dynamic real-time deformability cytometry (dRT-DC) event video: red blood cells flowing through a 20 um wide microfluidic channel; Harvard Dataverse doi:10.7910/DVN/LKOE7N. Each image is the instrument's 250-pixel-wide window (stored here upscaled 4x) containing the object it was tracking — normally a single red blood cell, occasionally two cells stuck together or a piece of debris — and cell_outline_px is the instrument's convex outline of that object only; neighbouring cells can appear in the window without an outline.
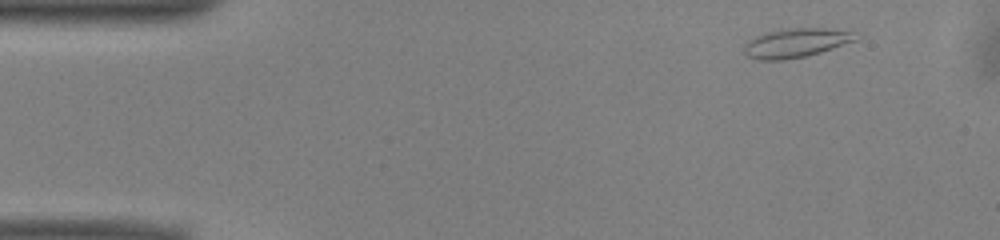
{"species": "common noctule bat (a hibernating species)", "species_latin": "Nyctalus noctula", "temperature_condition": "warm", "stored_images_in_passage": 39, "camera_frame_rate_fps": 3000, "um_per_image_px": 0.085, "animal": {"sex": "male", "body_mass_g": 13.0, "forearm_length_mm": 53.1}, "frame": {"image": 1, "passage_image": 1, "time_ms": 0.0, "image_size_px": [1000, 240], "cell_outline_px": [[856, 40], [820, 52], [804, 56], [784, 60], [760, 60], [748, 56], [744, 52], [744, 44], [748, 40], [756, 36], [768, 32], [784, 28], [828, 28], [852, 32]], "centroid_in_image_um": [67.59, 3.64], "position_along_channel_um": 17.4, "area_um2": 18.61}}
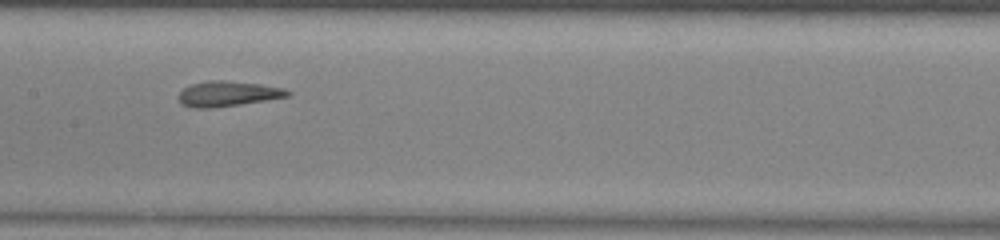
{"frame": {"image": 2, "passage_image": 21, "time_ms": 6.667, "image_size_px": [1000, 240], "cell_outline_px": [[292, 96], [212, 108], [192, 108], [180, 104], [176, 96], [184, 88], [192, 84], [208, 80], [224, 80], [260, 84], [284, 88], [292, 92]], "centroid_in_image_um": [19.34, 7.97], "position_along_channel_um": 188.1, "area_um2": 16.18}}
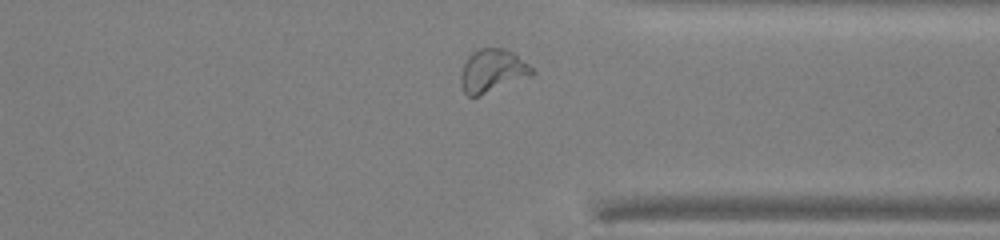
{"frame": {"image": 3, "passage_image": 35, "time_ms": 11.333, "image_size_px": [1000, 240], "cell_outline_px": [[536, 72], [476, 96], [468, 96], [464, 92], [460, 84], [460, 76], [464, 64], [468, 56], [472, 52], [480, 48], [500, 48], [512, 52], [528, 64]], "centroid_in_image_um": [41.78, 5.98], "position_along_channel_um": 369.6, "area_um2": 17.11}, "authors_computed_cell_mechanics": {"area_um2": 16.6464, "velocity_mm_per_s": 3.9516, "shape_relaxation_time_tau1_ms": 10.6348, "shape_relaxation_time_tau2_ms": 1.4105, "deformation_change_tau1": 0.3093, "deformation_change_tau2": 0.0911}}